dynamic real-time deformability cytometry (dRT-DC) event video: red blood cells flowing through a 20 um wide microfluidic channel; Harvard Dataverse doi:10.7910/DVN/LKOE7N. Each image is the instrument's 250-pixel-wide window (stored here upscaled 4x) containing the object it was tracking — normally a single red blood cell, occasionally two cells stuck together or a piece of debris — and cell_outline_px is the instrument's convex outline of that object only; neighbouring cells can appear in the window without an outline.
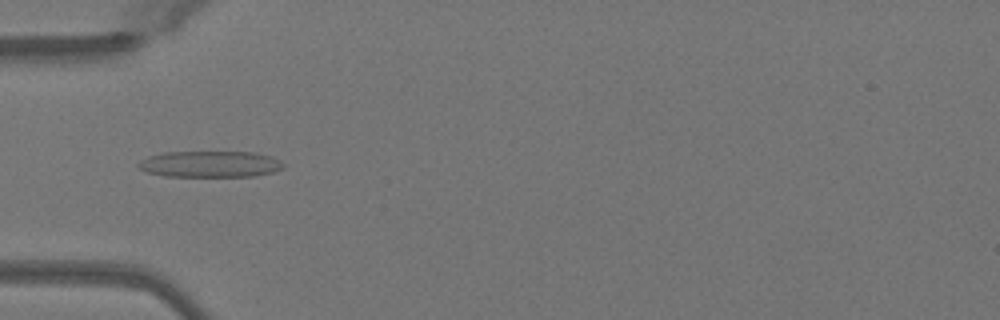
{"species": "Egyptian fruit bat (a non-hibernating species)", "species_latin": "Rousettus aegyptiacus", "temperature_condition": "warm", "stored_images_in_passage": 41, "camera_frame_rate_fps": 3000, "um_per_image_px": 0.085, "animal": {"sex": "female"}, "frame": {"image": 1, "passage_image": 7, "time_ms": 2.0, "image_size_px": [1000, 320], "cell_outline_px": [[284, 168], [272, 172], [252, 176], [164, 176], [148, 172], [140, 168], [136, 164], [140, 160], [148, 156], [164, 152], [256, 152], [272, 156], [280, 160], [284, 164]], "centroid_in_image_um": [17.87, 13.94], "position_along_channel_um": 67.1, "area_um2": 22.25}}
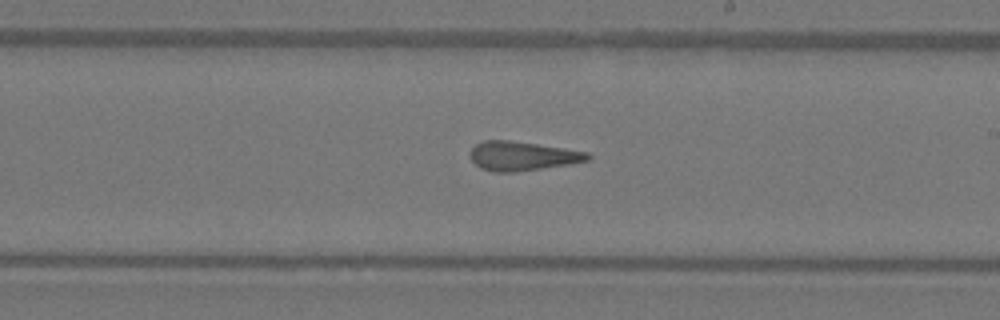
{"frame": {"image": 2, "passage_image": 20, "time_ms": 6.333, "image_size_px": [1000, 320], "cell_outline_px": [[592, 156], [588, 160], [568, 164], [512, 172], [492, 172], [480, 168], [468, 156], [468, 152], [476, 144], [484, 140], [508, 140], [564, 148], [588, 152]], "centroid_in_image_um": [44.34, 13.25], "position_along_channel_um": 244.7, "area_um2": 19.83}}
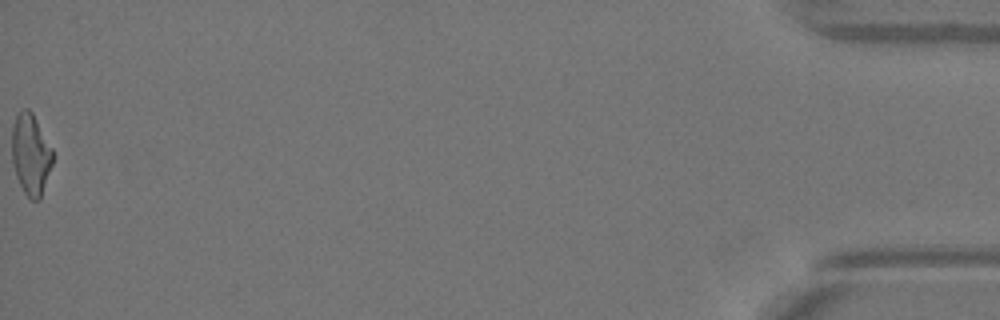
{"frame": {"image": 3, "passage_image": 41, "time_ms": 13.333, "image_size_px": [1000, 320], "cell_outline_px": [[52, 164], [40, 200], [32, 200], [24, 192], [16, 176], [12, 160], [12, 128], [16, 116], [24, 108], [28, 108], [32, 112], [52, 148]], "centroid_in_image_um": [2.61, 13.12], "position_along_channel_um": 432.6, "area_um2": 19.07}, "authors_computed_cell_mechanics": {"area_um2": 20.1722, "velocity_mm_per_s": 4.0997, "shape_relaxation_time_tau1_ms": null, "shape_relaxation_time_tau2_ms": 2.6723, "deformation_change_tau1": null, "deformation_change_tau2": 0.1553}}